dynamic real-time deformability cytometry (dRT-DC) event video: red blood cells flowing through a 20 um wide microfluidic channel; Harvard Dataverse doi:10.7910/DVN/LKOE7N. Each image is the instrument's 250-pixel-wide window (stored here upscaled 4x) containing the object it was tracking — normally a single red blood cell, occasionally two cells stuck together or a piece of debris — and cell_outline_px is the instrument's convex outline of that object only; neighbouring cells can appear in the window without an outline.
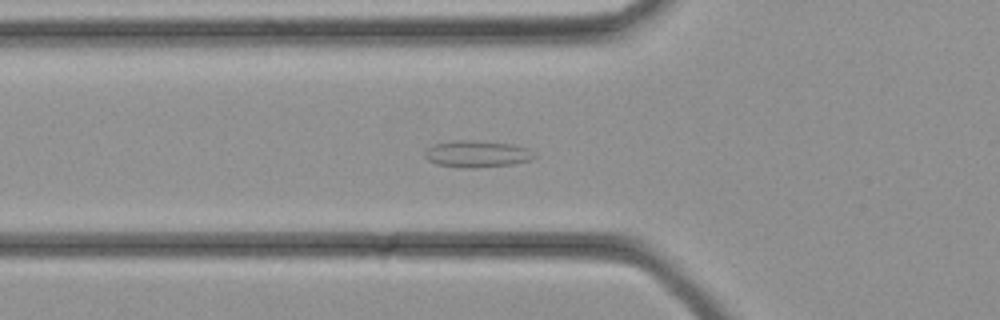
{"species": "common noctule bat (a hibernating species)", "species_latin": "Nyctalus noctula", "temperature_condition": "cold", "stored_images_in_passage": 26, "camera_frame_rate_fps": 3000, "um_per_image_px": 0.085, "animal": {"sex": "female", "body_mass_g": 21.9}, "frame": {"image": 1, "passage_image": 2, "time_ms": 0.333, "image_size_px": [1000, 320], "cell_outline_px": [[536, 156], [532, 160], [512, 164], [472, 168], [456, 168], [436, 164], [428, 160], [424, 156], [424, 152], [428, 148], [436, 144], [456, 140], [476, 140], [512, 144], [528, 148]], "centroid_in_image_um": [40.54, 13.09], "position_along_channel_um": 85.3, "area_um2": 17.17}}
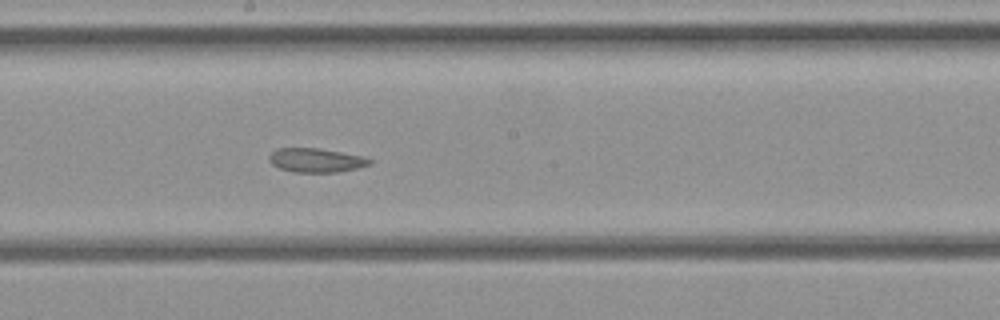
{"frame": {"image": 2, "passage_image": 9, "time_ms": 2.667, "image_size_px": [1000, 320], "cell_outline_px": [[372, 164], [356, 168], [336, 172], [296, 172], [280, 168], [272, 164], [268, 160], [268, 156], [276, 148], [320, 148], [360, 156], [372, 160]], "centroid_in_image_um": [26.83, 13.61], "position_along_channel_um": 221.4, "area_um2": 13.93}}
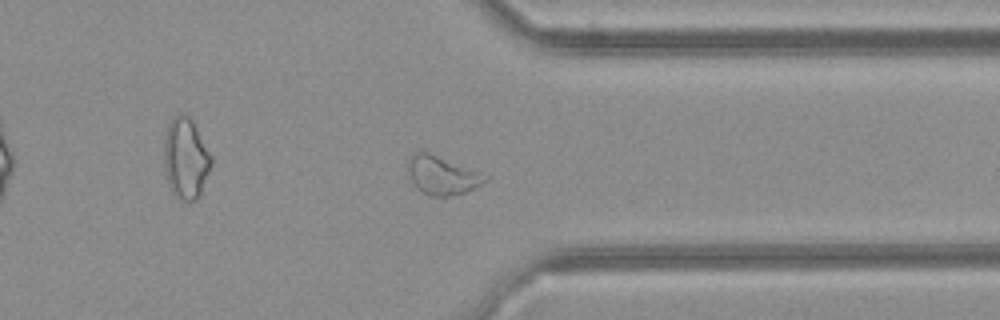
{"frame": {"image": 3, "passage_image": 17, "time_ms": 5.333, "image_size_px": [1000, 320], "cell_outline_px": [[488, 180], [464, 192], [448, 196], [428, 196], [412, 180], [408, 172], [408, 160], [412, 152], [420, 148], [480, 172], [488, 176]], "centroid_in_image_um": [37.54, 14.84], "position_along_channel_um": 373.9, "area_um2": 17.22}}